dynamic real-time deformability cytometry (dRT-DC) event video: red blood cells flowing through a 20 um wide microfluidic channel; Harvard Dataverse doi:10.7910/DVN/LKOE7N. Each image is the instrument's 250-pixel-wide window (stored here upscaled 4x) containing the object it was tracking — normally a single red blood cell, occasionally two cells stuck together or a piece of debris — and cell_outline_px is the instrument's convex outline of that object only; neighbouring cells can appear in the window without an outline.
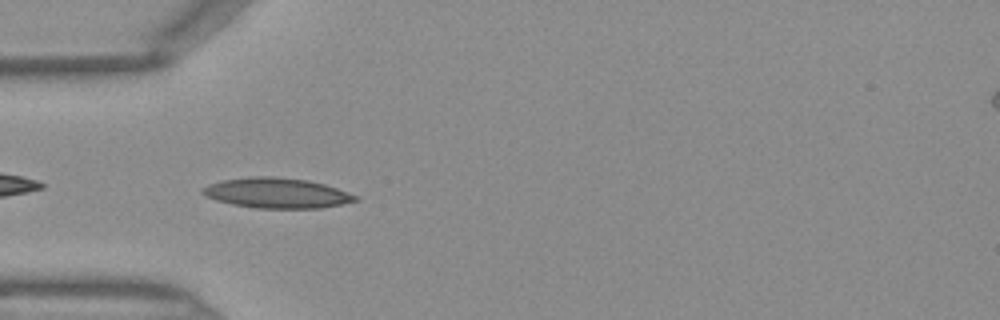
{"species": "Egyptian fruit bat (a non-hibernating species)", "species_latin": "Rousettus aegyptiacus", "temperature_condition": "warm", "stored_images_in_passage": 34, "camera_frame_rate_fps": 3000, "um_per_image_px": 0.085, "frame": {"image": 1, "passage_image": 2, "time_ms": 0.333, "image_size_px": [1000, 320], "cell_outline_px": [[360, 200], [320, 208], [256, 208], [232, 204], [216, 200], [204, 196], [200, 192], [208, 184], [220, 180], [248, 176], [272, 176], [308, 180], [324, 184], [336, 188], [356, 196]], "centroid_in_image_um": [23.47, 16.4], "position_along_channel_um": 61.5, "area_um2": 26.88}}
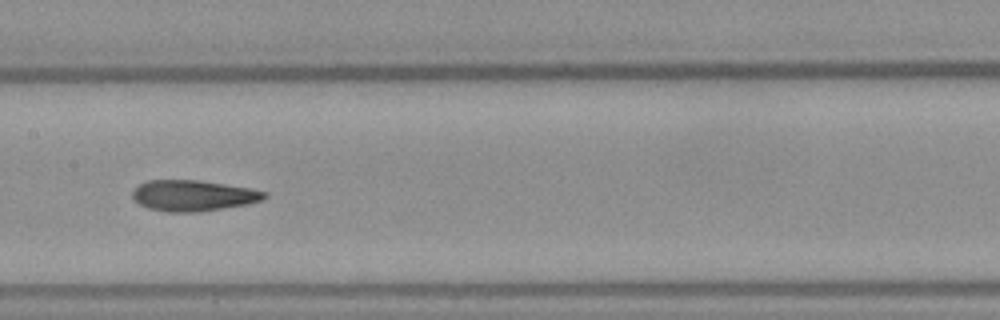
{"frame": {"image": 2, "passage_image": 11, "time_ms": 3.333, "image_size_px": [1000, 320], "cell_outline_px": [[268, 196], [260, 200], [248, 204], [224, 208], [196, 212], [168, 212], [148, 208], [140, 204], [132, 196], [132, 188], [148, 180], [200, 180], [252, 188], [268, 192]], "centroid_in_image_um": [16.43, 16.61], "position_along_channel_um": 191.0, "area_um2": 23.87}}
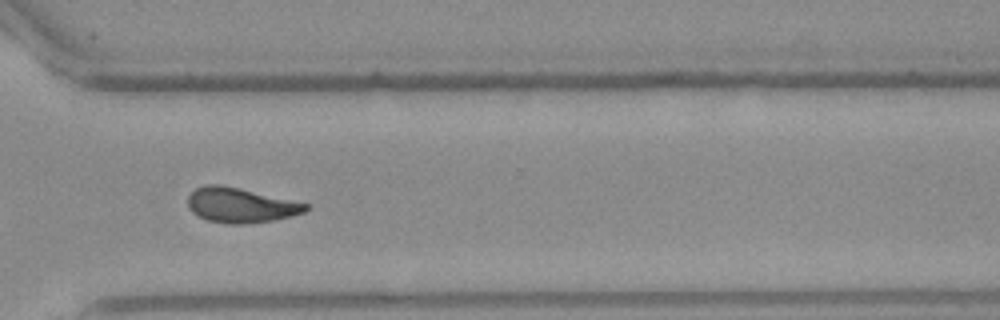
{"frame": {"image": 3, "passage_image": 22, "time_ms": 7.0, "image_size_px": [1000, 320], "cell_outline_px": [[308, 208], [304, 212], [292, 216], [276, 220], [244, 224], [228, 224], [208, 220], [192, 212], [188, 208], [188, 196], [196, 188], [204, 184], [220, 184], [308, 204]], "centroid_in_image_um": [20.42, 17.45], "position_along_channel_um": 350.2, "area_um2": 23.7}}